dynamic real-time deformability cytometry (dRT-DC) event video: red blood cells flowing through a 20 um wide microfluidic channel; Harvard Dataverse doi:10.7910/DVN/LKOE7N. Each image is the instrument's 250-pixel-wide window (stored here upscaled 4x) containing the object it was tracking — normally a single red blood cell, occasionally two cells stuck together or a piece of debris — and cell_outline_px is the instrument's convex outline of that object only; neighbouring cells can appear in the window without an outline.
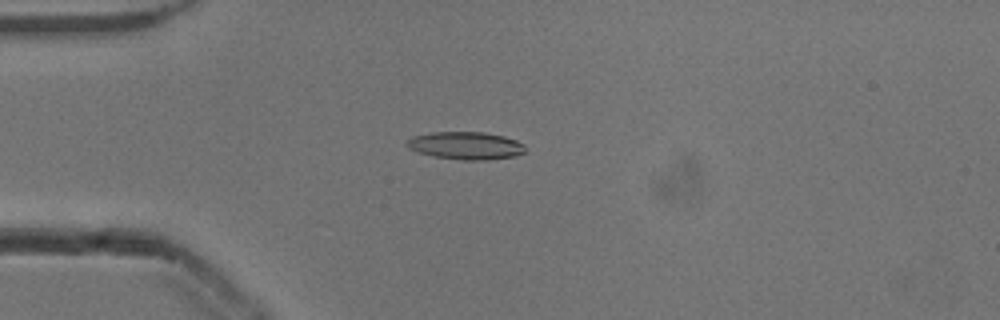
{"species": "common noctule bat (a hibernating species)", "species_latin": "Nyctalus noctula", "temperature_condition": "cold", "stored_images_in_passage": 53, "camera_frame_rate_fps": 3000, "um_per_image_px": 0.085, "animal": {"sex": "male", "body_mass_g": 13.3}, "frame": {"image": 1, "passage_image": 14, "time_ms": 4.333, "image_size_px": [1000, 320], "cell_outline_px": [[524, 152], [516, 156], [488, 160], [464, 160], [436, 156], [420, 152], [408, 148], [404, 144], [412, 136], [432, 132], [484, 132], [504, 136], [516, 140], [524, 144]], "centroid_in_image_um": [39.6, 12.37], "position_along_channel_um": 45.4, "area_um2": 19.02}}
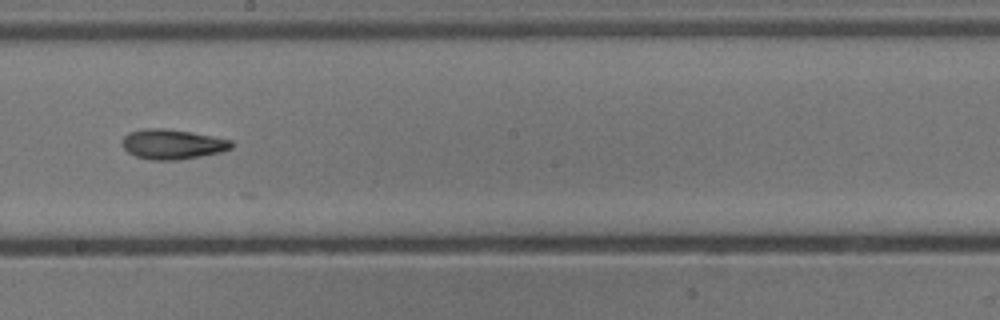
{"frame": {"image": 2, "passage_image": 30, "time_ms": 9.667, "image_size_px": [1000, 320], "cell_outline_px": [[232, 148], [220, 152], [200, 156], [176, 160], [152, 160], [136, 156], [128, 152], [124, 148], [124, 136], [128, 132], [144, 128], [164, 128], [212, 136], [232, 140]], "centroid_in_image_um": [14.65, 12.25], "position_along_channel_um": 233.5, "area_um2": 18.79}}
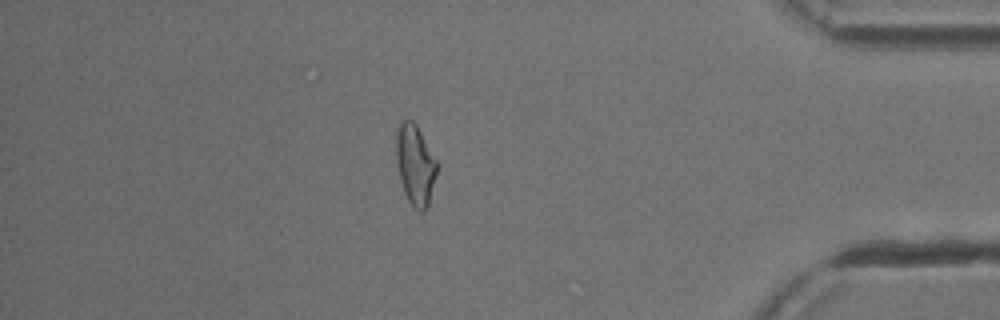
{"frame": {"image": 3, "passage_image": 46, "time_ms": 15.0, "image_size_px": [1000, 320], "cell_outline_px": [[440, 164], [428, 208], [424, 212], [420, 212], [408, 200], [404, 192], [400, 180], [396, 160], [396, 136], [400, 120], [408, 116], [416, 124]], "centroid_in_image_um": [35.33, 13.98], "position_along_channel_um": 399.9, "area_um2": 19.71}, "authors_computed_cell_mechanics": {"area_um2": 18.6116, "velocity_mm_per_s": 3.8634, "shape_relaxation_time_tau1_ms": 6.3783, "shape_relaxation_time_tau2_ms": 1.9146, "deformation_change_tau1": 0.195, "deformation_change_tau2": 0.0894}}